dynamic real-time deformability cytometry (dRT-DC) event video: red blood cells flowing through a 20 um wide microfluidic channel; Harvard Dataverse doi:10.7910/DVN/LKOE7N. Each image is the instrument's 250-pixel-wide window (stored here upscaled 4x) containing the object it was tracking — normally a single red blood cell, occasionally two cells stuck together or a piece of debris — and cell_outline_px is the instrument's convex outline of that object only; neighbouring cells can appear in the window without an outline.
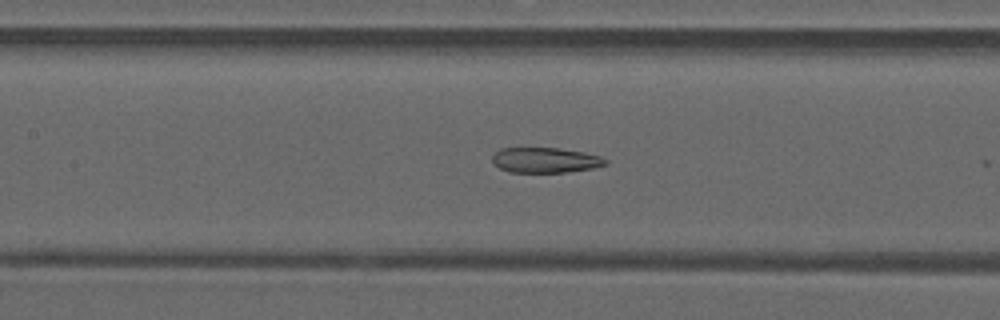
{"species": "common noctule bat (a hibernating species)", "species_latin": "Nyctalus noctula", "temperature_condition": "warm", "stored_images_in_passage": 10, "camera_frame_rate_fps": 3000, "um_per_image_px": 0.085, "animal": {"sex": "male", "forearm_length_mm": 52.5}, "frame": {"image": 1, "passage_image": 8, "time_ms": 2.333, "image_size_px": [1000, 320], "cell_outline_px": [[608, 164], [592, 168], [568, 172], [508, 172], [492, 164], [492, 156], [500, 148], [556, 148], [584, 152], [600, 156], [608, 160]], "centroid_in_image_um": [46.34, 13.61], "position_along_channel_um": 161.1, "area_um2": 16.7}}